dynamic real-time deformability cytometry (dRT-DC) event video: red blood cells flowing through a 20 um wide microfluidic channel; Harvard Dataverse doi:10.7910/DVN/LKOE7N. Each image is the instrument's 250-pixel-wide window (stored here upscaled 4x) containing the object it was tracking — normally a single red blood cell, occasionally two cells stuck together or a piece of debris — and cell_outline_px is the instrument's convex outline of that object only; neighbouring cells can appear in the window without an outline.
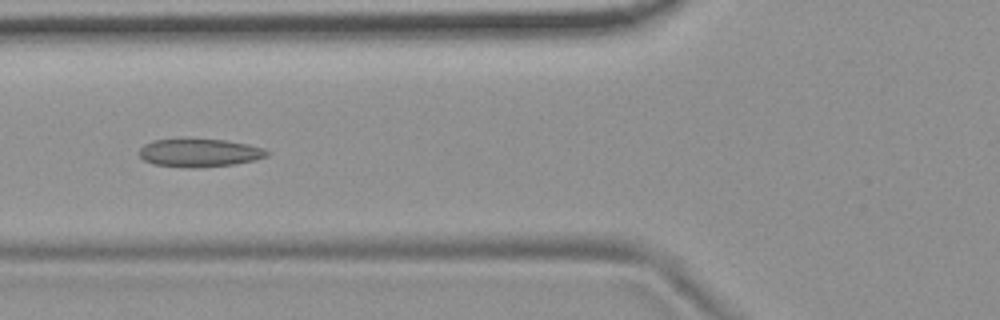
{"species": "common noctule bat (a hibernating species)", "species_latin": "Nyctalus noctula", "temperature_condition": "room temperature", "stored_images_in_passage": 45, "camera_frame_rate_fps": 3000, "um_per_image_px": 0.085, "animal": {"sex": "female", "body_mass_g": 19.9}, "frame": {"image": 1, "passage_image": 17, "time_ms": 5.333, "image_size_px": [1000, 320], "cell_outline_px": [[268, 156], [236, 164], [204, 168], [188, 168], [152, 164], [144, 160], [140, 156], [140, 148], [144, 144], [152, 140], [224, 140], [248, 144], [264, 148], [268, 152]], "centroid_in_image_um": [16.95, 13.01], "position_along_channel_um": 108.8, "area_um2": 20.81}}
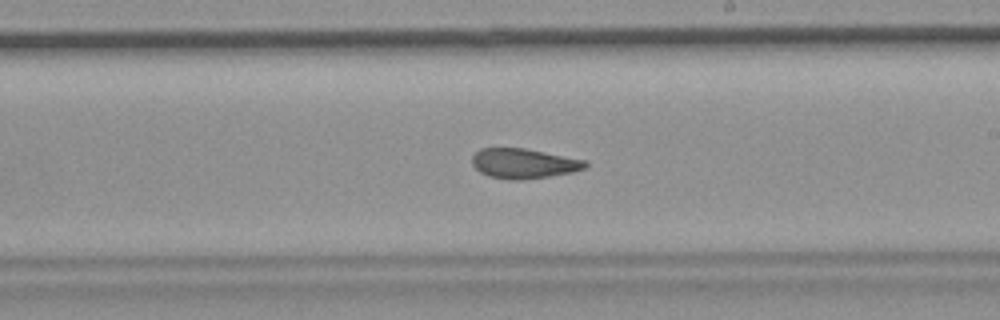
{"frame": {"image": 2, "passage_image": 28, "time_ms": 9.0, "image_size_px": [1000, 320], "cell_outline_px": [[588, 164], [584, 168], [572, 172], [548, 176], [520, 180], [508, 180], [488, 176], [480, 172], [472, 164], [472, 156], [480, 148], [524, 148], [588, 160]], "centroid_in_image_um": [44.51, 13.89], "position_along_channel_um": 244.5, "area_um2": 19.77}}
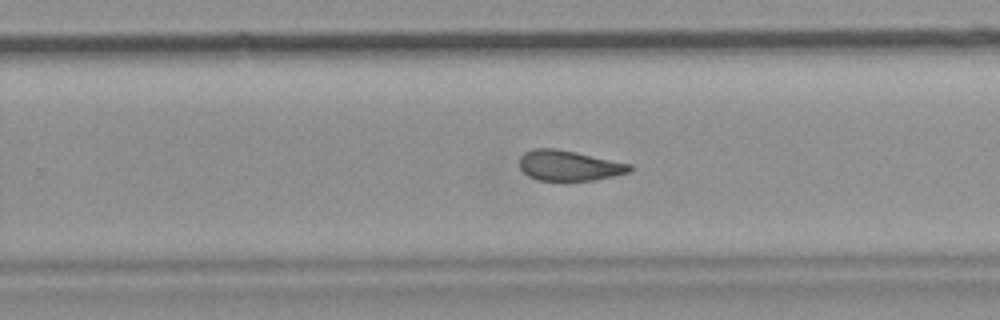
{"frame": {"image": 3, "passage_image": 31, "time_ms": 10.0, "image_size_px": [1000, 320], "cell_outline_px": [[632, 168], [628, 172], [616, 176], [596, 180], [536, 180], [528, 176], [520, 168], [520, 156], [524, 152], [532, 148], [556, 148], [576, 152], [632, 164]], "centroid_in_image_um": [48.36, 14.07], "position_along_channel_um": 281.4, "area_um2": 19.59}, "authors_computed_cell_mechanics": {"area_um2": 20.5768, "velocity_mm_per_s": 3.7081, "shape_relaxation_time_tau1_ms": null, "shape_relaxation_time_tau2_ms": 1.4396, "deformation_change_tau1": null, "deformation_change_tau2": 0.0678}}